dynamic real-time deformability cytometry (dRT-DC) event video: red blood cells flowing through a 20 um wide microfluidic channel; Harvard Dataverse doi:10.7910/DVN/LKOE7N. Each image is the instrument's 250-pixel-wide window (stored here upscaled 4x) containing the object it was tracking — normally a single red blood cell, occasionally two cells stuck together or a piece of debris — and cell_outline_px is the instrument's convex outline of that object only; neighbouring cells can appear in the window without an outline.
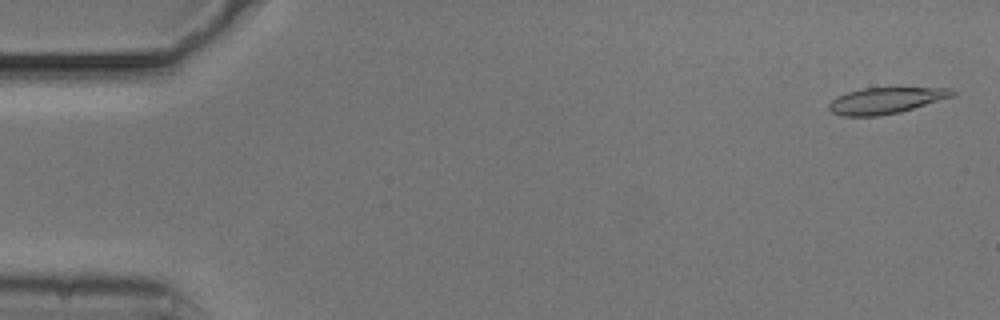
{"species": "common noctule bat (a hibernating species)", "species_latin": "Nyctalus noctula", "temperature_condition": "cold", "stored_images_in_passage": 55, "camera_frame_rate_fps": 3000, "um_per_image_px": 0.085, "animal": {"sex": "male", "body_mass_g": 20.5, "forearm_length_mm": 52.5}, "frame": {"image": 1, "passage_image": 2, "time_ms": 0.333, "image_size_px": [1000, 320], "cell_outline_px": [[956, 92], [952, 96], [900, 112], [880, 116], [844, 116], [832, 112], [828, 108], [828, 104], [836, 96], [848, 92], [864, 88], [952, 88]], "centroid_in_image_um": [75.25, 8.55], "position_along_channel_um": 9.8, "area_um2": 18.61}}
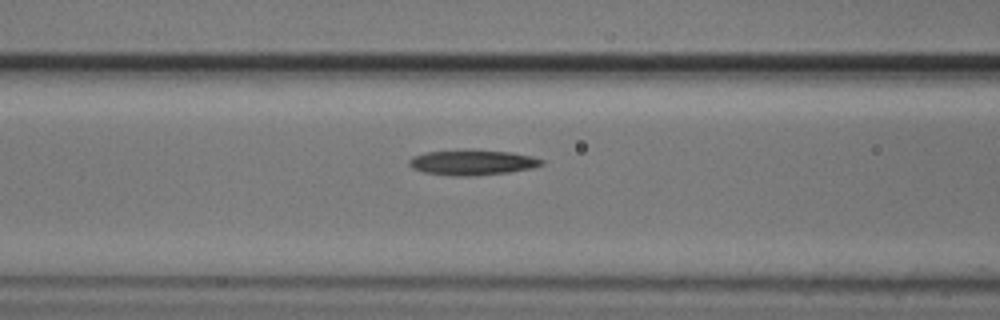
{"frame": {"image": 2, "passage_image": 22, "time_ms": 7.0, "image_size_px": [1000, 320], "cell_outline_px": [[544, 164], [532, 168], [508, 172], [476, 176], [452, 176], [424, 172], [412, 168], [408, 164], [408, 160], [412, 156], [424, 152], [512, 152], [532, 156], [544, 160]], "centroid_in_image_um": [40.15, 13.85], "position_along_channel_um": 126.5, "area_um2": 18.84}}
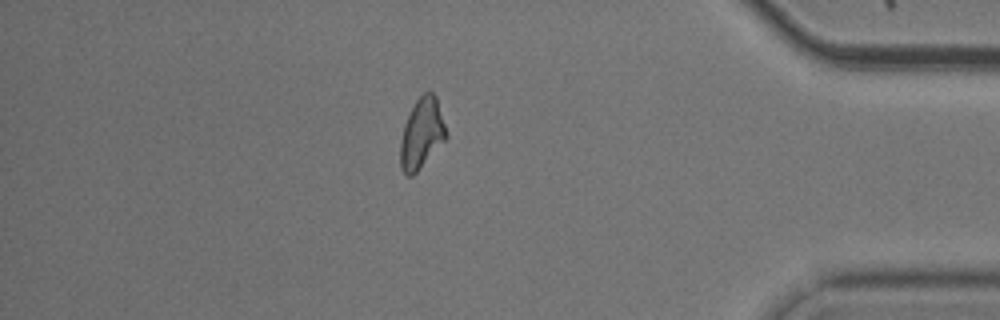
{"frame": {"image": 3, "passage_image": 47, "time_ms": 15.333, "image_size_px": [1000, 320], "cell_outline_px": [[448, 136], [416, 172], [412, 176], [408, 176], [400, 168], [400, 140], [404, 124], [416, 100], [428, 88], [436, 96], [448, 132]], "centroid_in_image_um": [35.85, 11.31], "position_along_channel_um": 399.3, "area_um2": 18.79}, "authors_computed_cell_mechanics": {"area_um2": 18.8428, "velocity_mm_per_s": 3.6947, "shape_relaxation_time_tau1_ms": 9.2245, "shape_relaxation_time_tau2_ms": null, "deformation_change_tau1": 0.229, "deformation_change_tau2": null}}